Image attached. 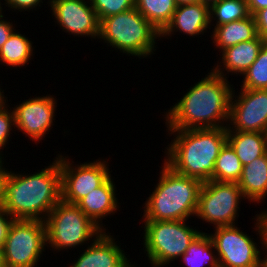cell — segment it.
<instances>
[{"mask_svg":"<svg viewBox=\"0 0 267 267\" xmlns=\"http://www.w3.org/2000/svg\"><path fill=\"white\" fill-rule=\"evenodd\" d=\"M9 105L0 110V155L4 158L2 154L4 147L8 143L11 135L12 129H15L14 113L12 109H8ZM14 125V126H13ZM13 127V128H12Z\"/></svg>","mask_w":267,"mask_h":267,"instance_id":"f1b7e54d","label":"cell"},{"mask_svg":"<svg viewBox=\"0 0 267 267\" xmlns=\"http://www.w3.org/2000/svg\"><path fill=\"white\" fill-rule=\"evenodd\" d=\"M33 49V42L15 29L0 49V64L20 69L33 59Z\"/></svg>","mask_w":267,"mask_h":267,"instance_id":"7402d4cb","label":"cell"},{"mask_svg":"<svg viewBox=\"0 0 267 267\" xmlns=\"http://www.w3.org/2000/svg\"><path fill=\"white\" fill-rule=\"evenodd\" d=\"M1 1H2V0H0V17L4 14L2 10L5 9V8H2V7H3V6H2L3 3H2Z\"/></svg>","mask_w":267,"mask_h":267,"instance_id":"60d3db41","label":"cell"},{"mask_svg":"<svg viewBox=\"0 0 267 267\" xmlns=\"http://www.w3.org/2000/svg\"><path fill=\"white\" fill-rule=\"evenodd\" d=\"M4 162V158L0 155V165Z\"/></svg>","mask_w":267,"mask_h":267,"instance_id":"7bdbcfd3","label":"cell"},{"mask_svg":"<svg viewBox=\"0 0 267 267\" xmlns=\"http://www.w3.org/2000/svg\"><path fill=\"white\" fill-rule=\"evenodd\" d=\"M213 250V251H212ZM215 246L208 233L201 232L179 258L188 267H219Z\"/></svg>","mask_w":267,"mask_h":267,"instance_id":"603a6c76","label":"cell"},{"mask_svg":"<svg viewBox=\"0 0 267 267\" xmlns=\"http://www.w3.org/2000/svg\"><path fill=\"white\" fill-rule=\"evenodd\" d=\"M210 71L164 112L166 130L227 127L233 86L225 77Z\"/></svg>","mask_w":267,"mask_h":267,"instance_id":"6da1fadb","label":"cell"},{"mask_svg":"<svg viewBox=\"0 0 267 267\" xmlns=\"http://www.w3.org/2000/svg\"><path fill=\"white\" fill-rule=\"evenodd\" d=\"M4 163L0 165V207H3L5 203V183L9 174L8 169L4 168Z\"/></svg>","mask_w":267,"mask_h":267,"instance_id":"e575fe53","label":"cell"},{"mask_svg":"<svg viewBox=\"0 0 267 267\" xmlns=\"http://www.w3.org/2000/svg\"><path fill=\"white\" fill-rule=\"evenodd\" d=\"M6 101L8 102V99L4 95V90H2V88H0V110L5 108L8 105V104H6L7 103Z\"/></svg>","mask_w":267,"mask_h":267,"instance_id":"8d00e7d4","label":"cell"},{"mask_svg":"<svg viewBox=\"0 0 267 267\" xmlns=\"http://www.w3.org/2000/svg\"><path fill=\"white\" fill-rule=\"evenodd\" d=\"M251 15H255L259 10L267 8V0H246Z\"/></svg>","mask_w":267,"mask_h":267,"instance_id":"d590c367","label":"cell"},{"mask_svg":"<svg viewBox=\"0 0 267 267\" xmlns=\"http://www.w3.org/2000/svg\"><path fill=\"white\" fill-rule=\"evenodd\" d=\"M242 76L241 89H267V42L260 49L257 59Z\"/></svg>","mask_w":267,"mask_h":267,"instance_id":"4316f807","label":"cell"},{"mask_svg":"<svg viewBox=\"0 0 267 267\" xmlns=\"http://www.w3.org/2000/svg\"><path fill=\"white\" fill-rule=\"evenodd\" d=\"M50 11L60 29L77 37H99L100 21L91 0H49Z\"/></svg>","mask_w":267,"mask_h":267,"instance_id":"5bb4252c","label":"cell"},{"mask_svg":"<svg viewBox=\"0 0 267 267\" xmlns=\"http://www.w3.org/2000/svg\"><path fill=\"white\" fill-rule=\"evenodd\" d=\"M263 214H264V216H265V219H266V223H267V209H266V211L263 209ZM266 252H267V250H266Z\"/></svg>","mask_w":267,"mask_h":267,"instance_id":"b9f144b4","label":"cell"},{"mask_svg":"<svg viewBox=\"0 0 267 267\" xmlns=\"http://www.w3.org/2000/svg\"><path fill=\"white\" fill-rule=\"evenodd\" d=\"M227 143L244 165L267 153V133L227 131Z\"/></svg>","mask_w":267,"mask_h":267,"instance_id":"44dd1931","label":"cell"},{"mask_svg":"<svg viewBox=\"0 0 267 267\" xmlns=\"http://www.w3.org/2000/svg\"><path fill=\"white\" fill-rule=\"evenodd\" d=\"M6 15H2L0 17V49L5 44V42L8 40L9 36L12 34V32L15 30L13 22H10V20L6 21L4 17Z\"/></svg>","mask_w":267,"mask_h":267,"instance_id":"836d02e7","label":"cell"},{"mask_svg":"<svg viewBox=\"0 0 267 267\" xmlns=\"http://www.w3.org/2000/svg\"><path fill=\"white\" fill-rule=\"evenodd\" d=\"M15 219L0 207V247L3 248L6 238L8 237L9 229Z\"/></svg>","mask_w":267,"mask_h":267,"instance_id":"1f68e13d","label":"cell"},{"mask_svg":"<svg viewBox=\"0 0 267 267\" xmlns=\"http://www.w3.org/2000/svg\"><path fill=\"white\" fill-rule=\"evenodd\" d=\"M44 222L47 247L54 252L77 249L103 232L76 204L62 200L49 212Z\"/></svg>","mask_w":267,"mask_h":267,"instance_id":"52a82bcc","label":"cell"},{"mask_svg":"<svg viewBox=\"0 0 267 267\" xmlns=\"http://www.w3.org/2000/svg\"><path fill=\"white\" fill-rule=\"evenodd\" d=\"M221 0H200L201 3L211 7L213 4L220 2Z\"/></svg>","mask_w":267,"mask_h":267,"instance_id":"f35d334b","label":"cell"},{"mask_svg":"<svg viewBox=\"0 0 267 267\" xmlns=\"http://www.w3.org/2000/svg\"><path fill=\"white\" fill-rule=\"evenodd\" d=\"M243 170V164L233 148L226 143L215 161L213 180L217 182L237 183Z\"/></svg>","mask_w":267,"mask_h":267,"instance_id":"d4e9b609","label":"cell"},{"mask_svg":"<svg viewBox=\"0 0 267 267\" xmlns=\"http://www.w3.org/2000/svg\"><path fill=\"white\" fill-rule=\"evenodd\" d=\"M159 181L143 206L142 220H189L197 211L203 182L176 173L165 162Z\"/></svg>","mask_w":267,"mask_h":267,"instance_id":"277c9868","label":"cell"},{"mask_svg":"<svg viewBox=\"0 0 267 267\" xmlns=\"http://www.w3.org/2000/svg\"><path fill=\"white\" fill-rule=\"evenodd\" d=\"M228 123L226 131L267 133V89H240L235 95L234 87Z\"/></svg>","mask_w":267,"mask_h":267,"instance_id":"7c38bea8","label":"cell"},{"mask_svg":"<svg viewBox=\"0 0 267 267\" xmlns=\"http://www.w3.org/2000/svg\"><path fill=\"white\" fill-rule=\"evenodd\" d=\"M174 136L164 162L176 173L202 182L213 180L215 161L227 143L226 128L167 130ZM170 132V133H169Z\"/></svg>","mask_w":267,"mask_h":267,"instance_id":"3957f363","label":"cell"},{"mask_svg":"<svg viewBox=\"0 0 267 267\" xmlns=\"http://www.w3.org/2000/svg\"><path fill=\"white\" fill-rule=\"evenodd\" d=\"M110 176L102 185L83 197L76 205L96 223L103 231L107 229L102 223L105 217L115 214L119 209L116 186Z\"/></svg>","mask_w":267,"mask_h":267,"instance_id":"ac0fdd59","label":"cell"},{"mask_svg":"<svg viewBox=\"0 0 267 267\" xmlns=\"http://www.w3.org/2000/svg\"><path fill=\"white\" fill-rule=\"evenodd\" d=\"M255 217L252 218V219H255L254 221H256L254 224L255 225L254 230L257 232L256 235L259 236V237L257 236V238L258 239L260 238L259 243L262 245V247H261L262 251H265L262 254L265 255V253L267 254V252H266V250H267V223H266V219H265L263 212H261L259 214L257 213L255 215ZM266 257H267V255H266ZM266 267H267V261H266Z\"/></svg>","mask_w":267,"mask_h":267,"instance_id":"f546056e","label":"cell"},{"mask_svg":"<svg viewBox=\"0 0 267 267\" xmlns=\"http://www.w3.org/2000/svg\"><path fill=\"white\" fill-rule=\"evenodd\" d=\"M246 0H221L210 7V26L223 25L250 16Z\"/></svg>","mask_w":267,"mask_h":267,"instance_id":"484cf974","label":"cell"},{"mask_svg":"<svg viewBox=\"0 0 267 267\" xmlns=\"http://www.w3.org/2000/svg\"><path fill=\"white\" fill-rule=\"evenodd\" d=\"M175 0H135V8L161 33L172 19Z\"/></svg>","mask_w":267,"mask_h":267,"instance_id":"cb8c5ba5","label":"cell"},{"mask_svg":"<svg viewBox=\"0 0 267 267\" xmlns=\"http://www.w3.org/2000/svg\"><path fill=\"white\" fill-rule=\"evenodd\" d=\"M63 156L59 154L61 200L66 203L77 204L111 176L107 159L88 161L74 166L69 156Z\"/></svg>","mask_w":267,"mask_h":267,"instance_id":"8fae6325","label":"cell"},{"mask_svg":"<svg viewBox=\"0 0 267 267\" xmlns=\"http://www.w3.org/2000/svg\"><path fill=\"white\" fill-rule=\"evenodd\" d=\"M60 201L59 153L51 164L33 174L9 171L3 208L14 219L45 221L49 212Z\"/></svg>","mask_w":267,"mask_h":267,"instance_id":"7a4b0ae2","label":"cell"},{"mask_svg":"<svg viewBox=\"0 0 267 267\" xmlns=\"http://www.w3.org/2000/svg\"><path fill=\"white\" fill-rule=\"evenodd\" d=\"M46 246L44 221L15 219L3 246L5 266L37 267Z\"/></svg>","mask_w":267,"mask_h":267,"instance_id":"ba28073f","label":"cell"},{"mask_svg":"<svg viewBox=\"0 0 267 267\" xmlns=\"http://www.w3.org/2000/svg\"><path fill=\"white\" fill-rule=\"evenodd\" d=\"M265 43L266 41L258 35L251 41L240 42L237 45L224 49L220 54L222 59H218L221 61H217V65L213 66L212 70L226 79L229 78L227 77L229 73L231 75H243L257 59L258 53Z\"/></svg>","mask_w":267,"mask_h":267,"instance_id":"e0dca14e","label":"cell"},{"mask_svg":"<svg viewBox=\"0 0 267 267\" xmlns=\"http://www.w3.org/2000/svg\"><path fill=\"white\" fill-rule=\"evenodd\" d=\"M241 199L245 200L238 183L203 182L195 216L214 228L236 225Z\"/></svg>","mask_w":267,"mask_h":267,"instance_id":"9c48e42d","label":"cell"},{"mask_svg":"<svg viewBox=\"0 0 267 267\" xmlns=\"http://www.w3.org/2000/svg\"><path fill=\"white\" fill-rule=\"evenodd\" d=\"M236 225L219 226L209 233L216 250L219 267H266L260 246ZM259 247V248H258Z\"/></svg>","mask_w":267,"mask_h":267,"instance_id":"30bf717a","label":"cell"},{"mask_svg":"<svg viewBox=\"0 0 267 267\" xmlns=\"http://www.w3.org/2000/svg\"><path fill=\"white\" fill-rule=\"evenodd\" d=\"M99 21L135 7V0H91Z\"/></svg>","mask_w":267,"mask_h":267,"instance_id":"83f0119b","label":"cell"},{"mask_svg":"<svg viewBox=\"0 0 267 267\" xmlns=\"http://www.w3.org/2000/svg\"><path fill=\"white\" fill-rule=\"evenodd\" d=\"M0 267H6L4 256H3V248L0 247Z\"/></svg>","mask_w":267,"mask_h":267,"instance_id":"ab89813d","label":"cell"},{"mask_svg":"<svg viewBox=\"0 0 267 267\" xmlns=\"http://www.w3.org/2000/svg\"><path fill=\"white\" fill-rule=\"evenodd\" d=\"M212 31L210 36L212 37V43L217 49L219 48L220 53L226 48L237 45L240 42L251 41L258 36L253 15L216 26Z\"/></svg>","mask_w":267,"mask_h":267,"instance_id":"ffe728a7","label":"cell"},{"mask_svg":"<svg viewBox=\"0 0 267 267\" xmlns=\"http://www.w3.org/2000/svg\"><path fill=\"white\" fill-rule=\"evenodd\" d=\"M210 27V7L199 2L183 4L176 7L172 19L160 33V39L171 37L174 32L190 36L203 35Z\"/></svg>","mask_w":267,"mask_h":267,"instance_id":"2e32d148","label":"cell"},{"mask_svg":"<svg viewBox=\"0 0 267 267\" xmlns=\"http://www.w3.org/2000/svg\"><path fill=\"white\" fill-rule=\"evenodd\" d=\"M45 1V0H44ZM3 5L4 7L8 6V9H12V11H30L33 8L36 10L37 6L41 7V3H43V0H4Z\"/></svg>","mask_w":267,"mask_h":267,"instance_id":"4dcf8cb0","label":"cell"},{"mask_svg":"<svg viewBox=\"0 0 267 267\" xmlns=\"http://www.w3.org/2000/svg\"><path fill=\"white\" fill-rule=\"evenodd\" d=\"M56 104V99L47 94L42 97L39 95L30 97L16 107H11L14 113L15 131H21L32 142L42 141L54 125Z\"/></svg>","mask_w":267,"mask_h":267,"instance_id":"4fadbf2b","label":"cell"},{"mask_svg":"<svg viewBox=\"0 0 267 267\" xmlns=\"http://www.w3.org/2000/svg\"><path fill=\"white\" fill-rule=\"evenodd\" d=\"M143 222V248L152 267H166L174 263L202 231L187 225V220Z\"/></svg>","mask_w":267,"mask_h":267,"instance_id":"8992f818","label":"cell"},{"mask_svg":"<svg viewBox=\"0 0 267 267\" xmlns=\"http://www.w3.org/2000/svg\"><path fill=\"white\" fill-rule=\"evenodd\" d=\"M101 232L92 239L90 246L78 255L70 267H134L121 245L109 231ZM113 236V237H112ZM119 245V246H118ZM127 256V257H126Z\"/></svg>","mask_w":267,"mask_h":267,"instance_id":"9a60e30c","label":"cell"},{"mask_svg":"<svg viewBox=\"0 0 267 267\" xmlns=\"http://www.w3.org/2000/svg\"><path fill=\"white\" fill-rule=\"evenodd\" d=\"M248 202L262 203L267 196V153L243 166L237 182Z\"/></svg>","mask_w":267,"mask_h":267,"instance_id":"d6986e66","label":"cell"},{"mask_svg":"<svg viewBox=\"0 0 267 267\" xmlns=\"http://www.w3.org/2000/svg\"><path fill=\"white\" fill-rule=\"evenodd\" d=\"M254 18L258 35L267 42V8L259 10Z\"/></svg>","mask_w":267,"mask_h":267,"instance_id":"d6a6232c","label":"cell"},{"mask_svg":"<svg viewBox=\"0 0 267 267\" xmlns=\"http://www.w3.org/2000/svg\"><path fill=\"white\" fill-rule=\"evenodd\" d=\"M177 6L178 5H183V4H195L199 3L200 0H175Z\"/></svg>","mask_w":267,"mask_h":267,"instance_id":"74e56055","label":"cell"},{"mask_svg":"<svg viewBox=\"0 0 267 267\" xmlns=\"http://www.w3.org/2000/svg\"><path fill=\"white\" fill-rule=\"evenodd\" d=\"M98 39L120 53L143 59L155 54L160 32L134 7L101 19Z\"/></svg>","mask_w":267,"mask_h":267,"instance_id":"5b68a950","label":"cell"}]
</instances>
